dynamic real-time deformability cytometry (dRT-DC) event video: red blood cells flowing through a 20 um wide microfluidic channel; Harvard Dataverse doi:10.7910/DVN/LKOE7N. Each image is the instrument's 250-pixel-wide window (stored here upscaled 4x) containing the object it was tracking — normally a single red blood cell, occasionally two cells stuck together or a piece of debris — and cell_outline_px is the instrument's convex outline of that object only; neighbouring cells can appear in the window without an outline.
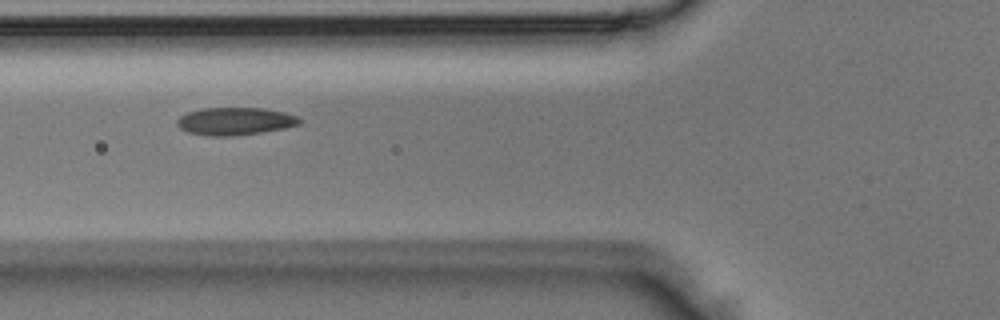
{"species": "Egyptian fruit bat (a non-hibernating species)", "species_latin": "Rousettus aegyptiacus", "temperature_condition": "room temperature", "stored_images_in_passage": 3, "camera_frame_rate_fps": 3000, "um_per_image_px": 0.085, "animal": {"sex": "male"}, "frame": {"image": 1, "passage_image": 2, "time_ms": 0.333, "image_size_px": [1000, 320], "cell_outline_px": [[300, 124], [284, 128], [260, 132], [232, 136], [212, 136], [188, 132], [180, 128], [176, 124], [176, 120], [180, 116], [188, 112], [204, 108], [264, 108], [284, 112], [296, 116], [300, 120]], "centroid_in_image_um": [19.95, 10.3], "position_along_channel_um": 105.8, "area_um2": 19.54}}